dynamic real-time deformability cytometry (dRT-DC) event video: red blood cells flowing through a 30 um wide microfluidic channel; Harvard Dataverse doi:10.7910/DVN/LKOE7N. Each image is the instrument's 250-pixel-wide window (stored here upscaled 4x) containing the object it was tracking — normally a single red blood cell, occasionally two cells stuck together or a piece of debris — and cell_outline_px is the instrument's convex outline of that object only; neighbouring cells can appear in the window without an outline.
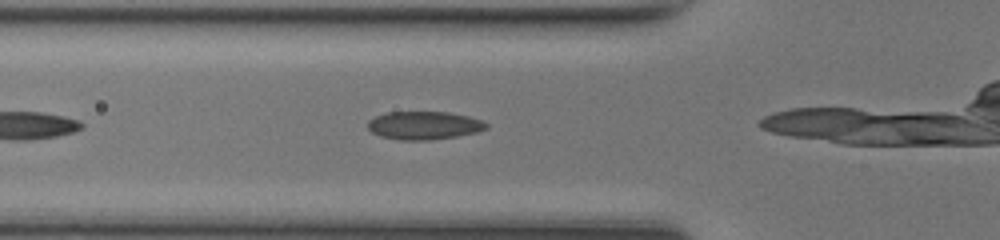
{"species": "common noctule bat (a hibernating species)", "species_latin": "Nyctalus noctula", "temperature_condition": "room temperature", "stored_images_in_passage": 6, "camera_frame_rate_fps": 3000, "um_per_image_px": 0.085, "animal": {"sex": "female", "body_mass_g": 17.0, "forearm_length_mm": 48.0}, "frame": {"image": 1, "passage_image": 3, "time_ms": 0.667, "image_size_px": [1000, 240], "cell_outline_px": [[488, 128], [476, 132], [456, 136], [428, 140], [400, 140], [380, 136], [372, 132], [368, 128], [368, 120], [376, 116], [388, 112], [448, 112], [468, 116], [480, 120], [488, 124]], "centroid_in_image_um": [36.03, 10.66], "position_along_channel_um": 89.8, "area_um2": 19.31}}